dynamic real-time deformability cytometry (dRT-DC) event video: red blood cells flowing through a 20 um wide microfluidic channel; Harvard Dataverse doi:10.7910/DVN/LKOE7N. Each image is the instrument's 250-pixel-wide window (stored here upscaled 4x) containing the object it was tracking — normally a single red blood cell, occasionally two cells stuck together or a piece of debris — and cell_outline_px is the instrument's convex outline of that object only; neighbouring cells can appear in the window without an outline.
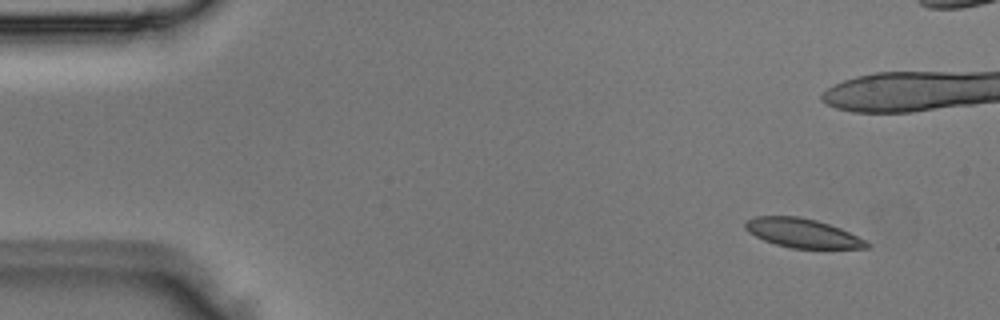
{"species": "Egyptian fruit bat (a non-hibernating species)", "species_latin": "Rousettus aegyptiacus", "temperature_condition": "room temperature", "stored_images_in_passage": 6, "camera_frame_rate_fps": 3000, "um_per_image_px": 0.085, "animal": {"sex": "male"}, "frame": {"image": 1, "passage_image": 1, "time_ms": 0.0, "image_size_px": [1000, 320], "cell_outline_px": [[872, 244], [868, 248], [792, 248], [776, 244], [764, 240], [748, 232], [744, 228], [744, 220], [756, 216], [800, 216], [816, 220], [840, 228], [868, 240]], "centroid_in_image_um": [68.22, 19.8], "position_along_channel_um": 16.8, "area_um2": 20.69}}